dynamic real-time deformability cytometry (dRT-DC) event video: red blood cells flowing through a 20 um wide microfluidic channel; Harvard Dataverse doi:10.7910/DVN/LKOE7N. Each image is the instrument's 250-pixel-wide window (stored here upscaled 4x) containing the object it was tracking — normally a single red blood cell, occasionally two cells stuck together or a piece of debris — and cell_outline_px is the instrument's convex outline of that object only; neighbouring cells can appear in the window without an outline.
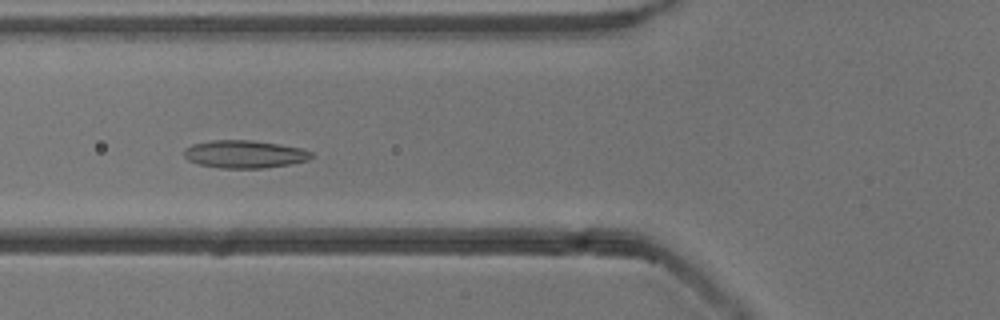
{"species": "common noctule bat (a hibernating species)", "species_latin": "Nyctalus noctula", "temperature_condition": "cold", "stored_images_in_passage": 54, "camera_frame_rate_fps": 3000, "um_per_image_px": 0.085, "animal": {"sex": "male", "body_mass_g": 13.3}, "frame": {"image": 1, "passage_image": 21, "time_ms": 6.667, "image_size_px": [1000, 320], "cell_outline_px": [[312, 156], [308, 160], [288, 164], [264, 168], [220, 168], [200, 164], [188, 160], [184, 156], [184, 148], [192, 144], [212, 140], [252, 140], [280, 144], [304, 148], [312, 152]], "centroid_in_image_um": [20.79, 13.09], "position_along_channel_um": 105.0, "area_um2": 20.63}}
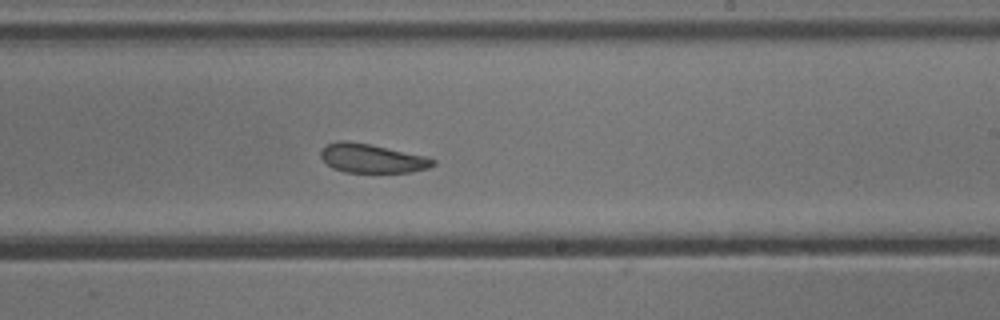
{"frame": {"image": 2, "passage_image": 33, "time_ms": 10.667, "image_size_px": [1000, 320], "cell_outline_px": [[436, 164], [428, 168], [412, 172], [344, 172], [332, 168], [320, 156], [320, 148], [336, 140], [348, 140], [368, 144], [424, 156], [436, 160]], "centroid_in_image_um": [31.57, 13.46], "position_along_channel_um": 257.4, "area_um2": 18.84}}
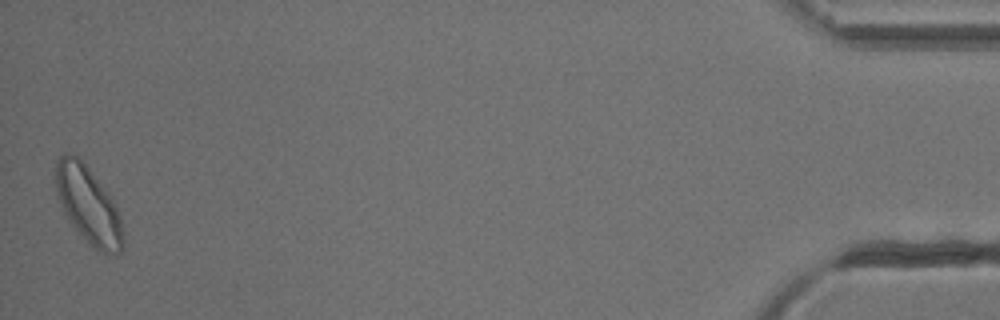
{"frame": {"image": 3, "passage_image": 54, "time_ms": 17.667, "image_size_px": [1000, 320], "cell_outline_px": [[124, 248], [116, 256], [112, 256], [96, 252], [88, 244], [68, 220], [56, 196], [56, 164], [60, 156], [64, 152], [68, 152], [76, 156], [88, 168], [112, 196], [116, 204], [120, 216], [124, 236]], "centroid_in_image_um": [7.54, 17.51], "position_along_channel_um": 427.7, "area_um2": 30.87}, "authors_computed_cell_mechanics": {"area_um2": 21.7039, "velocity_mm_per_s": 3.8041, "shape_relaxation_time_tau1_ms": 4.3061, "shape_relaxation_time_tau2_ms": 3.4283, "deformation_change_tau1": 0.0837, "deformation_change_tau2": 0.1021}}